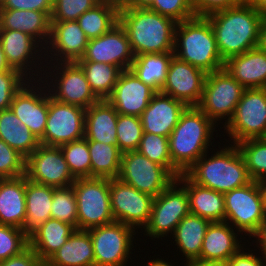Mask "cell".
I'll use <instances>...</instances> for the list:
<instances>
[{
    "label": "cell",
    "mask_w": 266,
    "mask_h": 266,
    "mask_svg": "<svg viewBox=\"0 0 266 266\" xmlns=\"http://www.w3.org/2000/svg\"><path fill=\"white\" fill-rule=\"evenodd\" d=\"M206 18L212 27L223 61L258 47L263 17L250 3L212 13Z\"/></svg>",
    "instance_id": "obj_1"
},
{
    "label": "cell",
    "mask_w": 266,
    "mask_h": 266,
    "mask_svg": "<svg viewBox=\"0 0 266 266\" xmlns=\"http://www.w3.org/2000/svg\"><path fill=\"white\" fill-rule=\"evenodd\" d=\"M214 124L197 106H188L181 113L169 135L172 175L176 179L206 154Z\"/></svg>",
    "instance_id": "obj_2"
},
{
    "label": "cell",
    "mask_w": 266,
    "mask_h": 266,
    "mask_svg": "<svg viewBox=\"0 0 266 266\" xmlns=\"http://www.w3.org/2000/svg\"><path fill=\"white\" fill-rule=\"evenodd\" d=\"M119 23L128 35L134 56L174 51L177 22L148 8H120Z\"/></svg>",
    "instance_id": "obj_3"
},
{
    "label": "cell",
    "mask_w": 266,
    "mask_h": 266,
    "mask_svg": "<svg viewBox=\"0 0 266 266\" xmlns=\"http://www.w3.org/2000/svg\"><path fill=\"white\" fill-rule=\"evenodd\" d=\"M174 40L173 53L179 60L206 73L224 68L225 62L218 52L212 27L206 17L195 16L177 23Z\"/></svg>",
    "instance_id": "obj_4"
},
{
    "label": "cell",
    "mask_w": 266,
    "mask_h": 266,
    "mask_svg": "<svg viewBox=\"0 0 266 266\" xmlns=\"http://www.w3.org/2000/svg\"><path fill=\"white\" fill-rule=\"evenodd\" d=\"M205 159L202 155L185 174L196 184L226 193L252 181L236 144Z\"/></svg>",
    "instance_id": "obj_5"
},
{
    "label": "cell",
    "mask_w": 266,
    "mask_h": 266,
    "mask_svg": "<svg viewBox=\"0 0 266 266\" xmlns=\"http://www.w3.org/2000/svg\"><path fill=\"white\" fill-rule=\"evenodd\" d=\"M72 187L76 195L79 230L115 221L110 203V178H77Z\"/></svg>",
    "instance_id": "obj_6"
},
{
    "label": "cell",
    "mask_w": 266,
    "mask_h": 266,
    "mask_svg": "<svg viewBox=\"0 0 266 266\" xmlns=\"http://www.w3.org/2000/svg\"><path fill=\"white\" fill-rule=\"evenodd\" d=\"M226 129L234 144L266 138V88L244 90Z\"/></svg>",
    "instance_id": "obj_7"
},
{
    "label": "cell",
    "mask_w": 266,
    "mask_h": 266,
    "mask_svg": "<svg viewBox=\"0 0 266 266\" xmlns=\"http://www.w3.org/2000/svg\"><path fill=\"white\" fill-rule=\"evenodd\" d=\"M225 222L238 231L254 235L266 217L259 184L256 181L224 193Z\"/></svg>",
    "instance_id": "obj_8"
},
{
    "label": "cell",
    "mask_w": 266,
    "mask_h": 266,
    "mask_svg": "<svg viewBox=\"0 0 266 266\" xmlns=\"http://www.w3.org/2000/svg\"><path fill=\"white\" fill-rule=\"evenodd\" d=\"M245 88L223 68L207 73L204 90L197 107L213 122L234 114Z\"/></svg>",
    "instance_id": "obj_9"
},
{
    "label": "cell",
    "mask_w": 266,
    "mask_h": 266,
    "mask_svg": "<svg viewBox=\"0 0 266 266\" xmlns=\"http://www.w3.org/2000/svg\"><path fill=\"white\" fill-rule=\"evenodd\" d=\"M118 178L154 198L176 180L164 166L152 162L137 150L122 153Z\"/></svg>",
    "instance_id": "obj_10"
},
{
    "label": "cell",
    "mask_w": 266,
    "mask_h": 266,
    "mask_svg": "<svg viewBox=\"0 0 266 266\" xmlns=\"http://www.w3.org/2000/svg\"><path fill=\"white\" fill-rule=\"evenodd\" d=\"M174 180L165 190L153 199L151 214L145 227L147 235L153 238L164 237L175 231L180 221L190 214L187 190ZM176 184V185H175Z\"/></svg>",
    "instance_id": "obj_11"
},
{
    "label": "cell",
    "mask_w": 266,
    "mask_h": 266,
    "mask_svg": "<svg viewBox=\"0 0 266 266\" xmlns=\"http://www.w3.org/2000/svg\"><path fill=\"white\" fill-rule=\"evenodd\" d=\"M86 110L54 100L49 94L48 117L40 144L59 147L84 138Z\"/></svg>",
    "instance_id": "obj_12"
},
{
    "label": "cell",
    "mask_w": 266,
    "mask_h": 266,
    "mask_svg": "<svg viewBox=\"0 0 266 266\" xmlns=\"http://www.w3.org/2000/svg\"><path fill=\"white\" fill-rule=\"evenodd\" d=\"M94 250L95 266H126L135 230L114 221L88 229Z\"/></svg>",
    "instance_id": "obj_13"
},
{
    "label": "cell",
    "mask_w": 266,
    "mask_h": 266,
    "mask_svg": "<svg viewBox=\"0 0 266 266\" xmlns=\"http://www.w3.org/2000/svg\"><path fill=\"white\" fill-rule=\"evenodd\" d=\"M154 197L119 178H110V203L115 221L135 229L148 223ZM135 226V227H134Z\"/></svg>",
    "instance_id": "obj_14"
},
{
    "label": "cell",
    "mask_w": 266,
    "mask_h": 266,
    "mask_svg": "<svg viewBox=\"0 0 266 266\" xmlns=\"http://www.w3.org/2000/svg\"><path fill=\"white\" fill-rule=\"evenodd\" d=\"M28 180L52 186L68 187L75 182L60 147L40 144L26 159Z\"/></svg>",
    "instance_id": "obj_15"
},
{
    "label": "cell",
    "mask_w": 266,
    "mask_h": 266,
    "mask_svg": "<svg viewBox=\"0 0 266 266\" xmlns=\"http://www.w3.org/2000/svg\"><path fill=\"white\" fill-rule=\"evenodd\" d=\"M134 57L126 30L118 22L100 37L89 39L84 56L77 62H101L122 71L130 69Z\"/></svg>",
    "instance_id": "obj_16"
},
{
    "label": "cell",
    "mask_w": 266,
    "mask_h": 266,
    "mask_svg": "<svg viewBox=\"0 0 266 266\" xmlns=\"http://www.w3.org/2000/svg\"><path fill=\"white\" fill-rule=\"evenodd\" d=\"M207 73L173 56L160 92L182 101L187 107L201 100Z\"/></svg>",
    "instance_id": "obj_17"
},
{
    "label": "cell",
    "mask_w": 266,
    "mask_h": 266,
    "mask_svg": "<svg viewBox=\"0 0 266 266\" xmlns=\"http://www.w3.org/2000/svg\"><path fill=\"white\" fill-rule=\"evenodd\" d=\"M155 93L151 87L127 69L121 71L107 100L119 114L140 117Z\"/></svg>",
    "instance_id": "obj_18"
},
{
    "label": "cell",
    "mask_w": 266,
    "mask_h": 266,
    "mask_svg": "<svg viewBox=\"0 0 266 266\" xmlns=\"http://www.w3.org/2000/svg\"><path fill=\"white\" fill-rule=\"evenodd\" d=\"M63 67L62 73L58 77L59 80H55L57 90L50 93V96L56 100L70 105H76L84 108H89L92 104H95L99 99L95 96L87 81L86 75L77 62H63L58 63ZM58 81V82H56ZM59 89V90H58Z\"/></svg>",
    "instance_id": "obj_19"
},
{
    "label": "cell",
    "mask_w": 266,
    "mask_h": 266,
    "mask_svg": "<svg viewBox=\"0 0 266 266\" xmlns=\"http://www.w3.org/2000/svg\"><path fill=\"white\" fill-rule=\"evenodd\" d=\"M186 107L182 101L162 92H156L140 116L143 132L169 138Z\"/></svg>",
    "instance_id": "obj_20"
},
{
    "label": "cell",
    "mask_w": 266,
    "mask_h": 266,
    "mask_svg": "<svg viewBox=\"0 0 266 266\" xmlns=\"http://www.w3.org/2000/svg\"><path fill=\"white\" fill-rule=\"evenodd\" d=\"M26 86L25 83L13 96L10 109L40 140L44 135L48 117L49 94L41 92L43 90L39 92L38 89L35 91L40 94H37L32 87L28 89Z\"/></svg>",
    "instance_id": "obj_21"
},
{
    "label": "cell",
    "mask_w": 266,
    "mask_h": 266,
    "mask_svg": "<svg viewBox=\"0 0 266 266\" xmlns=\"http://www.w3.org/2000/svg\"><path fill=\"white\" fill-rule=\"evenodd\" d=\"M224 68L245 89L266 88V52L259 46L229 58Z\"/></svg>",
    "instance_id": "obj_22"
},
{
    "label": "cell",
    "mask_w": 266,
    "mask_h": 266,
    "mask_svg": "<svg viewBox=\"0 0 266 266\" xmlns=\"http://www.w3.org/2000/svg\"><path fill=\"white\" fill-rule=\"evenodd\" d=\"M49 40V45H52V49L58 53L54 52V56L61 58L59 62H77L84 56L89 39L77 20H72L51 22Z\"/></svg>",
    "instance_id": "obj_23"
},
{
    "label": "cell",
    "mask_w": 266,
    "mask_h": 266,
    "mask_svg": "<svg viewBox=\"0 0 266 266\" xmlns=\"http://www.w3.org/2000/svg\"><path fill=\"white\" fill-rule=\"evenodd\" d=\"M176 180L179 185L182 182L187 190L191 214L206 218L211 222H224V193L194 183L185 173H182Z\"/></svg>",
    "instance_id": "obj_24"
},
{
    "label": "cell",
    "mask_w": 266,
    "mask_h": 266,
    "mask_svg": "<svg viewBox=\"0 0 266 266\" xmlns=\"http://www.w3.org/2000/svg\"><path fill=\"white\" fill-rule=\"evenodd\" d=\"M118 112L108 102L99 100L86 109L84 138L117 146Z\"/></svg>",
    "instance_id": "obj_25"
},
{
    "label": "cell",
    "mask_w": 266,
    "mask_h": 266,
    "mask_svg": "<svg viewBox=\"0 0 266 266\" xmlns=\"http://www.w3.org/2000/svg\"><path fill=\"white\" fill-rule=\"evenodd\" d=\"M0 30H16L28 34L38 42L51 34V13L34 10L0 9ZM48 37V38H46ZM42 39V41H40Z\"/></svg>",
    "instance_id": "obj_26"
},
{
    "label": "cell",
    "mask_w": 266,
    "mask_h": 266,
    "mask_svg": "<svg viewBox=\"0 0 266 266\" xmlns=\"http://www.w3.org/2000/svg\"><path fill=\"white\" fill-rule=\"evenodd\" d=\"M25 217V175L0 179V225L21 229Z\"/></svg>",
    "instance_id": "obj_27"
},
{
    "label": "cell",
    "mask_w": 266,
    "mask_h": 266,
    "mask_svg": "<svg viewBox=\"0 0 266 266\" xmlns=\"http://www.w3.org/2000/svg\"><path fill=\"white\" fill-rule=\"evenodd\" d=\"M53 195L54 187L30 181L25 175L26 217L21 230L28 237L51 219Z\"/></svg>",
    "instance_id": "obj_28"
},
{
    "label": "cell",
    "mask_w": 266,
    "mask_h": 266,
    "mask_svg": "<svg viewBox=\"0 0 266 266\" xmlns=\"http://www.w3.org/2000/svg\"><path fill=\"white\" fill-rule=\"evenodd\" d=\"M229 222H211L203 240L199 260L228 261L242 246Z\"/></svg>",
    "instance_id": "obj_29"
},
{
    "label": "cell",
    "mask_w": 266,
    "mask_h": 266,
    "mask_svg": "<svg viewBox=\"0 0 266 266\" xmlns=\"http://www.w3.org/2000/svg\"><path fill=\"white\" fill-rule=\"evenodd\" d=\"M44 266H95L93 243L88 230L76 229Z\"/></svg>",
    "instance_id": "obj_30"
},
{
    "label": "cell",
    "mask_w": 266,
    "mask_h": 266,
    "mask_svg": "<svg viewBox=\"0 0 266 266\" xmlns=\"http://www.w3.org/2000/svg\"><path fill=\"white\" fill-rule=\"evenodd\" d=\"M76 229L68 223L48 219L29 236V246L45 263L59 250Z\"/></svg>",
    "instance_id": "obj_31"
},
{
    "label": "cell",
    "mask_w": 266,
    "mask_h": 266,
    "mask_svg": "<svg viewBox=\"0 0 266 266\" xmlns=\"http://www.w3.org/2000/svg\"><path fill=\"white\" fill-rule=\"evenodd\" d=\"M0 139L26 159L40 145L38 138L10 108L0 111Z\"/></svg>",
    "instance_id": "obj_32"
},
{
    "label": "cell",
    "mask_w": 266,
    "mask_h": 266,
    "mask_svg": "<svg viewBox=\"0 0 266 266\" xmlns=\"http://www.w3.org/2000/svg\"><path fill=\"white\" fill-rule=\"evenodd\" d=\"M173 52L146 53L134 57L130 70L155 92H160L167 78Z\"/></svg>",
    "instance_id": "obj_33"
},
{
    "label": "cell",
    "mask_w": 266,
    "mask_h": 266,
    "mask_svg": "<svg viewBox=\"0 0 266 266\" xmlns=\"http://www.w3.org/2000/svg\"><path fill=\"white\" fill-rule=\"evenodd\" d=\"M37 42L33 37L21 31L0 30V43L7 62L13 69L20 71L24 75L29 69L27 66L32 63L31 59L36 56L33 53L36 54L34 50L39 47V44H36ZM28 60L30 61L28 62Z\"/></svg>",
    "instance_id": "obj_34"
},
{
    "label": "cell",
    "mask_w": 266,
    "mask_h": 266,
    "mask_svg": "<svg viewBox=\"0 0 266 266\" xmlns=\"http://www.w3.org/2000/svg\"><path fill=\"white\" fill-rule=\"evenodd\" d=\"M210 223V220L190 213L175 228L173 235L176 244L187 257V262L200 257L205 233Z\"/></svg>",
    "instance_id": "obj_35"
},
{
    "label": "cell",
    "mask_w": 266,
    "mask_h": 266,
    "mask_svg": "<svg viewBox=\"0 0 266 266\" xmlns=\"http://www.w3.org/2000/svg\"><path fill=\"white\" fill-rule=\"evenodd\" d=\"M119 9L118 0H102L85 11L77 22L88 39L98 38L119 22Z\"/></svg>",
    "instance_id": "obj_36"
},
{
    "label": "cell",
    "mask_w": 266,
    "mask_h": 266,
    "mask_svg": "<svg viewBox=\"0 0 266 266\" xmlns=\"http://www.w3.org/2000/svg\"><path fill=\"white\" fill-rule=\"evenodd\" d=\"M91 160V177L118 178L122 152L118 146L88 141Z\"/></svg>",
    "instance_id": "obj_37"
},
{
    "label": "cell",
    "mask_w": 266,
    "mask_h": 266,
    "mask_svg": "<svg viewBox=\"0 0 266 266\" xmlns=\"http://www.w3.org/2000/svg\"><path fill=\"white\" fill-rule=\"evenodd\" d=\"M83 69L91 90L99 100H107L117 83L121 70L101 62H77Z\"/></svg>",
    "instance_id": "obj_38"
},
{
    "label": "cell",
    "mask_w": 266,
    "mask_h": 266,
    "mask_svg": "<svg viewBox=\"0 0 266 266\" xmlns=\"http://www.w3.org/2000/svg\"><path fill=\"white\" fill-rule=\"evenodd\" d=\"M253 181L266 179V138L249 139L236 144Z\"/></svg>",
    "instance_id": "obj_39"
},
{
    "label": "cell",
    "mask_w": 266,
    "mask_h": 266,
    "mask_svg": "<svg viewBox=\"0 0 266 266\" xmlns=\"http://www.w3.org/2000/svg\"><path fill=\"white\" fill-rule=\"evenodd\" d=\"M75 179L91 177V160L85 138L59 146Z\"/></svg>",
    "instance_id": "obj_40"
},
{
    "label": "cell",
    "mask_w": 266,
    "mask_h": 266,
    "mask_svg": "<svg viewBox=\"0 0 266 266\" xmlns=\"http://www.w3.org/2000/svg\"><path fill=\"white\" fill-rule=\"evenodd\" d=\"M51 219L71 224L75 229H78L77 202L72 185L68 187H54Z\"/></svg>",
    "instance_id": "obj_41"
},
{
    "label": "cell",
    "mask_w": 266,
    "mask_h": 266,
    "mask_svg": "<svg viewBox=\"0 0 266 266\" xmlns=\"http://www.w3.org/2000/svg\"><path fill=\"white\" fill-rule=\"evenodd\" d=\"M117 146L123 152L138 150L143 135L140 117L118 113Z\"/></svg>",
    "instance_id": "obj_42"
},
{
    "label": "cell",
    "mask_w": 266,
    "mask_h": 266,
    "mask_svg": "<svg viewBox=\"0 0 266 266\" xmlns=\"http://www.w3.org/2000/svg\"><path fill=\"white\" fill-rule=\"evenodd\" d=\"M152 162L164 166L172 174V160L169 154V138L143 132L138 150Z\"/></svg>",
    "instance_id": "obj_43"
},
{
    "label": "cell",
    "mask_w": 266,
    "mask_h": 266,
    "mask_svg": "<svg viewBox=\"0 0 266 266\" xmlns=\"http://www.w3.org/2000/svg\"><path fill=\"white\" fill-rule=\"evenodd\" d=\"M29 246V237L20 229L0 225V261L17 255Z\"/></svg>",
    "instance_id": "obj_44"
},
{
    "label": "cell",
    "mask_w": 266,
    "mask_h": 266,
    "mask_svg": "<svg viewBox=\"0 0 266 266\" xmlns=\"http://www.w3.org/2000/svg\"><path fill=\"white\" fill-rule=\"evenodd\" d=\"M102 0H53L51 22L77 20L85 11L94 8Z\"/></svg>",
    "instance_id": "obj_45"
},
{
    "label": "cell",
    "mask_w": 266,
    "mask_h": 266,
    "mask_svg": "<svg viewBox=\"0 0 266 266\" xmlns=\"http://www.w3.org/2000/svg\"><path fill=\"white\" fill-rule=\"evenodd\" d=\"M26 158L0 139V179L25 175Z\"/></svg>",
    "instance_id": "obj_46"
},
{
    "label": "cell",
    "mask_w": 266,
    "mask_h": 266,
    "mask_svg": "<svg viewBox=\"0 0 266 266\" xmlns=\"http://www.w3.org/2000/svg\"><path fill=\"white\" fill-rule=\"evenodd\" d=\"M148 9L171 18L177 23L195 17L192 0H154Z\"/></svg>",
    "instance_id": "obj_47"
},
{
    "label": "cell",
    "mask_w": 266,
    "mask_h": 266,
    "mask_svg": "<svg viewBox=\"0 0 266 266\" xmlns=\"http://www.w3.org/2000/svg\"><path fill=\"white\" fill-rule=\"evenodd\" d=\"M23 76L20 71L0 72V111L10 108L13 96L25 84Z\"/></svg>",
    "instance_id": "obj_48"
},
{
    "label": "cell",
    "mask_w": 266,
    "mask_h": 266,
    "mask_svg": "<svg viewBox=\"0 0 266 266\" xmlns=\"http://www.w3.org/2000/svg\"><path fill=\"white\" fill-rule=\"evenodd\" d=\"M0 9L34 10L52 13L53 0H0Z\"/></svg>",
    "instance_id": "obj_49"
},
{
    "label": "cell",
    "mask_w": 266,
    "mask_h": 266,
    "mask_svg": "<svg viewBox=\"0 0 266 266\" xmlns=\"http://www.w3.org/2000/svg\"><path fill=\"white\" fill-rule=\"evenodd\" d=\"M236 0H192L195 16L206 17L212 13L237 6Z\"/></svg>",
    "instance_id": "obj_50"
},
{
    "label": "cell",
    "mask_w": 266,
    "mask_h": 266,
    "mask_svg": "<svg viewBox=\"0 0 266 266\" xmlns=\"http://www.w3.org/2000/svg\"><path fill=\"white\" fill-rule=\"evenodd\" d=\"M0 266H44V262L35 251L28 246L21 253L0 261Z\"/></svg>",
    "instance_id": "obj_51"
},
{
    "label": "cell",
    "mask_w": 266,
    "mask_h": 266,
    "mask_svg": "<svg viewBox=\"0 0 266 266\" xmlns=\"http://www.w3.org/2000/svg\"><path fill=\"white\" fill-rule=\"evenodd\" d=\"M240 249L237 253H235L227 262L229 266H265V262L257 256H254L253 253H245L241 252ZM262 260V261H261Z\"/></svg>",
    "instance_id": "obj_52"
},
{
    "label": "cell",
    "mask_w": 266,
    "mask_h": 266,
    "mask_svg": "<svg viewBox=\"0 0 266 266\" xmlns=\"http://www.w3.org/2000/svg\"><path fill=\"white\" fill-rule=\"evenodd\" d=\"M154 0H118L120 8H149Z\"/></svg>",
    "instance_id": "obj_53"
},
{
    "label": "cell",
    "mask_w": 266,
    "mask_h": 266,
    "mask_svg": "<svg viewBox=\"0 0 266 266\" xmlns=\"http://www.w3.org/2000/svg\"><path fill=\"white\" fill-rule=\"evenodd\" d=\"M253 236H255L256 238L258 237L257 240L259 241V245L262 248L261 251H263L262 254L264 253L263 258L266 262V217L264 221L260 224L258 231Z\"/></svg>",
    "instance_id": "obj_54"
},
{
    "label": "cell",
    "mask_w": 266,
    "mask_h": 266,
    "mask_svg": "<svg viewBox=\"0 0 266 266\" xmlns=\"http://www.w3.org/2000/svg\"><path fill=\"white\" fill-rule=\"evenodd\" d=\"M186 266H229L227 261L192 260Z\"/></svg>",
    "instance_id": "obj_55"
},
{
    "label": "cell",
    "mask_w": 266,
    "mask_h": 266,
    "mask_svg": "<svg viewBox=\"0 0 266 266\" xmlns=\"http://www.w3.org/2000/svg\"><path fill=\"white\" fill-rule=\"evenodd\" d=\"M258 46L266 52V17H264L261 22L260 41Z\"/></svg>",
    "instance_id": "obj_56"
},
{
    "label": "cell",
    "mask_w": 266,
    "mask_h": 266,
    "mask_svg": "<svg viewBox=\"0 0 266 266\" xmlns=\"http://www.w3.org/2000/svg\"><path fill=\"white\" fill-rule=\"evenodd\" d=\"M4 71H18L16 69H13L9 63L7 62L6 56L4 54L2 45L0 43V72Z\"/></svg>",
    "instance_id": "obj_57"
},
{
    "label": "cell",
    "mask_w": 266,
    "mask_h": 266,
    "mask_svg": "<svg viewBox=\"0 0 266 266\" xmlns=\"http://www.w3.org/2000/svg\"><path fill=\"white\" fill-rule=\"evenodd\" d=\"M250 4L263 18L266 17V0H252Z\"/></svg>",
    "instance_id": "obj_58"
},
{
    "label": "cell",
    "mask_w": 266,
    "mask_h": 266,
    "mask_svg": "<svg viewBox=\"0 0 266 266\" xmlns=\"http://www.w3.org/2000/svg\"><path fill=\"white\" fill-rule=\"evenodd\" d=\"M258 184H259V188H260V191H261L264 208H265V211H266V179L258 181Z\"/></svg>",
    "instance_id": "obj_59"
},
{
    "label": "cell",
    "mask_w": 266,
    "mask_h": 266,
    "mask_svg": "<svg viewBox=\"0 0 266 266\" xmlns=\"http://www.w3.org/2000/svg\"><path fill=\"white\" fill-rule=\"evenodd\" d=\"M146 266H172L161 259L151 260Z\"/></svg>",
    "instance_id": "obj_60"
},
{
    "label": "cell",
    "mask_w": 266,
    "mask_h": 266,
    "mask_svg": "<svg viewBox=\"0 0 266 266\" xmlns=\"http://www.w3.org/2000/svg\"><path fill=\"white\" fill-rule=\"evenodd\" d=\"M238 3H251L252 0H236Z\"/></svg>",
    "instance_id": "obj_61"
}]
</instances>
